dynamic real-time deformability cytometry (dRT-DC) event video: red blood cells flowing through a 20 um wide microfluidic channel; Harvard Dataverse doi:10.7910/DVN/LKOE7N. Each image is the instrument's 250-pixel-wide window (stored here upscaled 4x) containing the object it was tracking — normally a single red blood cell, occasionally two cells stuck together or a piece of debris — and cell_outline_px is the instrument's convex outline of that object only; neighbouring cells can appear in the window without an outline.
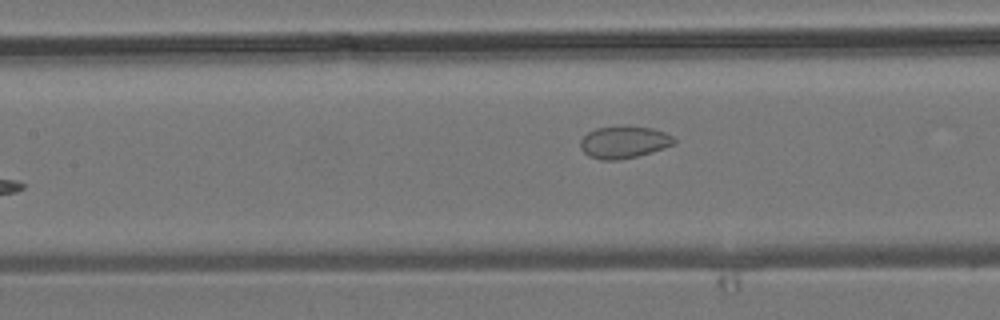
{"species": "common noctule bat (a hibernating species)", "species_latin": "Nyctalus noctula", "temperature_condition": "room temperature", "stored_images_in_passage": 7, "camera_frame_rate_fps": 3000, "um_per_image_px": 0.085, "animal": {"sex": "male", "body_mass_g": 19.2, "forearm_length_mm": 51.8}, "frame": {"image": 1, "passage_image": 7, "time_ms": 7.0, "image_size_px": [1000, 320], "cell_outline_px": [[676, 144], [652, 152], [636, 156], [616, 160], [600, 160], [588, 156], [580, 148], [580, 140], [588, 132], [596, 128], [624, 124], [628, 124], [652, 128], [664, 132], [672, 136], [676, 140]], "centroid_in_image_um": [53.03, 12.05], "position_along_channel_um": 154.4, "area_um2": 17.98}}